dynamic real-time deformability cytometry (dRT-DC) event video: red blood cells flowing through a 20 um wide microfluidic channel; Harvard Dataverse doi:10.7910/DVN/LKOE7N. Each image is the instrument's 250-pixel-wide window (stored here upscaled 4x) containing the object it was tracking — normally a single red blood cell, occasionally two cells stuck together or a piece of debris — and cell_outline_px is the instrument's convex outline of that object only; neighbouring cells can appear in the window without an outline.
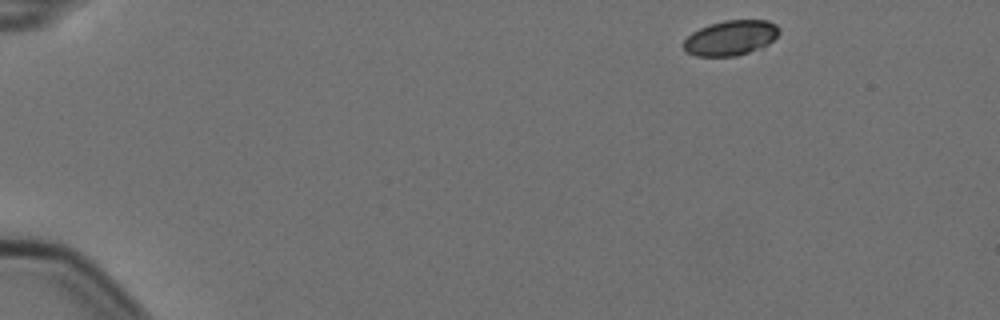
{"species": "Egyptian fruit bat (a non-hibernating species)", "species_latin": "Rousettus aegyptiacus", "temperature_condition": "cold", "stored_images_in_passage": 3, "camera_frame_rate_fps": 3000, "um_per_image_px": 0.085, "animal": {"sex": "female"}, "frame": {"image": 1, "passage_image": 1, "time_ms": 0.0, "image_size_px": [1000, 320], "cell_outline_px": [[780, 32], [768, 44], [748, 52], [736, 56], [696, 56], [684, 52], [684, 40], [692, 32], [708, 24], [724, 20], [768, 20], [776, 24], [780, 28]], "centroid_in_image_um": [62.09, 3.21], "position_along_channel_um": 22.9, "area_um2": 19.54}}
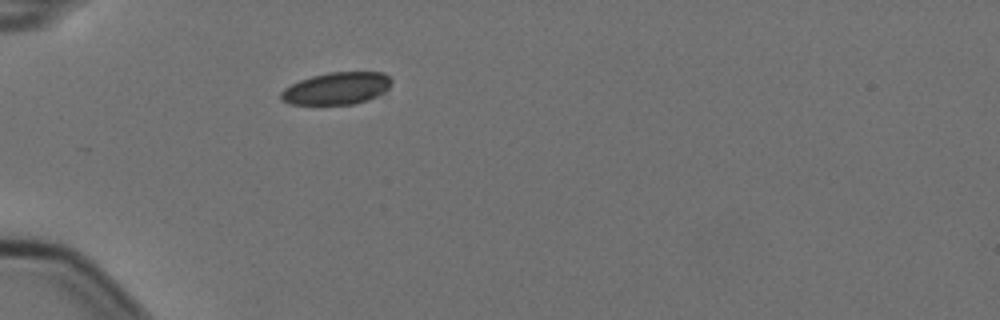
{"frame": {"image": 2, "passage_image": 3, "time_ms": 0.667, "image_size_px": [1000, 320], "cell_outline_px": [[392, 80], [388, 88], [384, 92], [368, 100], [352, 104], [288, 104], [280, 100], [280, 92], [284, 88], [300, 80], [312, 76], [328, 72], [384, 72]], "centroid_in_image_um": [28.6, 7.51], "position_along_channel_um": 56.4, "area_um2": 20.75}}